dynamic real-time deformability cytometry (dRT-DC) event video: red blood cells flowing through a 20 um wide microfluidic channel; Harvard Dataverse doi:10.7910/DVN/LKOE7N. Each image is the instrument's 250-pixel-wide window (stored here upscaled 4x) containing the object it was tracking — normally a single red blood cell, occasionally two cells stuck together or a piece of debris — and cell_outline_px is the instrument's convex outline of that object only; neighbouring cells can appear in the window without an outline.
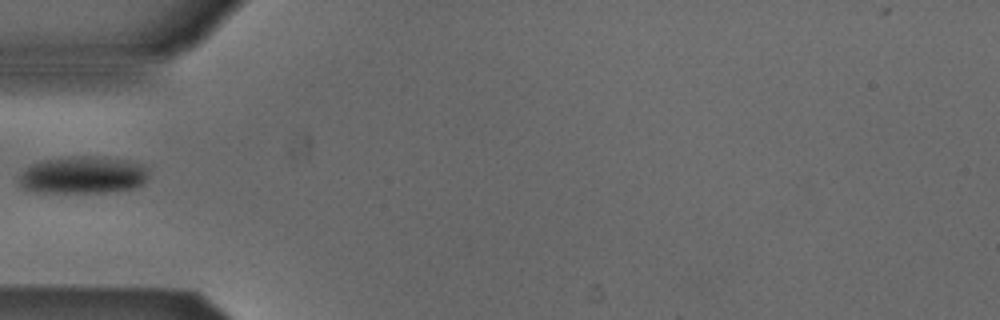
{"species": "Egyptian fruit bat (a non-hibernating species)", "species_latin": "Rousettus aegyptiacus", "temperature_condition": "cold", "stored_images_in_passage": 22, "camera_frame_rate_fps": 3000, "um_per_image_px": 0.085, "animal": {"sex": "male"}, "frame": {"image": 1, "passage_image": 1, "time_ms": 0.0, "image_size_px": [1000, 320], "cell_outline_px": [[148, 176], [144, 184], [136, 188], [108, 192], [32, 192], [24, 188], [20, 184], [20, 176], [32, 164], [44, 160], [68, 156], [104, 156], [128, 160], [140, 164], [148, 168]], "centroid_in_image_um": [7.12, 14.87], "position_along_channel_um": 77.9, "area_um2": 28.38}}
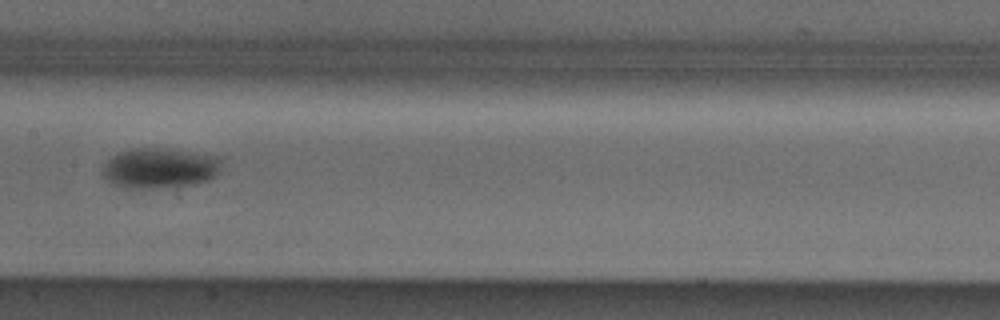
{"frame": {"image": 2, "passage_image": 10, "time_ms": 3.0, "image_size_px": [1000, 320], "cell_outline_px": [[224, 156], [220, 172], [216, 176], [208, 180], [196, 184], [180, 188], [124, 188], [112, 184], [100, 176], [100, 172], [104, 164], [112, 156], [128, 148], [168, 148]], "centroid_in_image_um": [13.62, 14.29], "position_along_channel_um": 193.8, "area_um2": 29.19}}
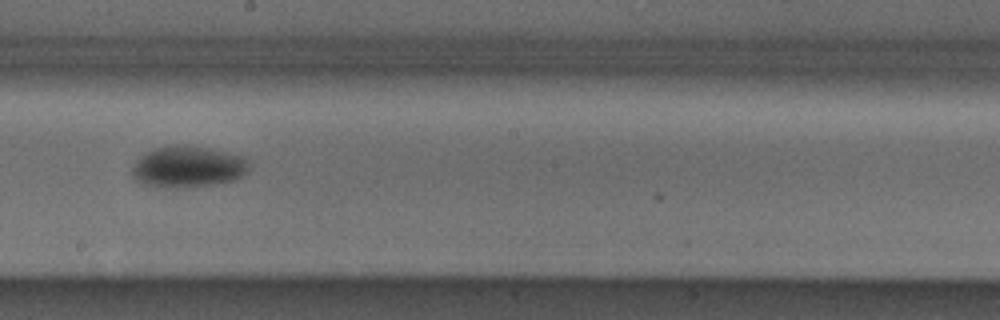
{"frame": {"image": 3, "passage_image": 13, "time_ms": 4.0, "image_size_px": [1000, 320], "cell_outline_px": [[248, 168], [236, 180], [216, 184], [176, 188], [168, 188], [144, 184], [136, 180], [132, 172], [132, 168], [136, 160], [140, 156], [156, 148], [176, 144], [192, 144], [244, 156], [248, 160]], "centroid_in_image_um": [15.98, 14.16], "position_along_channel_um": 232.2, "area_um2": 28.32}}